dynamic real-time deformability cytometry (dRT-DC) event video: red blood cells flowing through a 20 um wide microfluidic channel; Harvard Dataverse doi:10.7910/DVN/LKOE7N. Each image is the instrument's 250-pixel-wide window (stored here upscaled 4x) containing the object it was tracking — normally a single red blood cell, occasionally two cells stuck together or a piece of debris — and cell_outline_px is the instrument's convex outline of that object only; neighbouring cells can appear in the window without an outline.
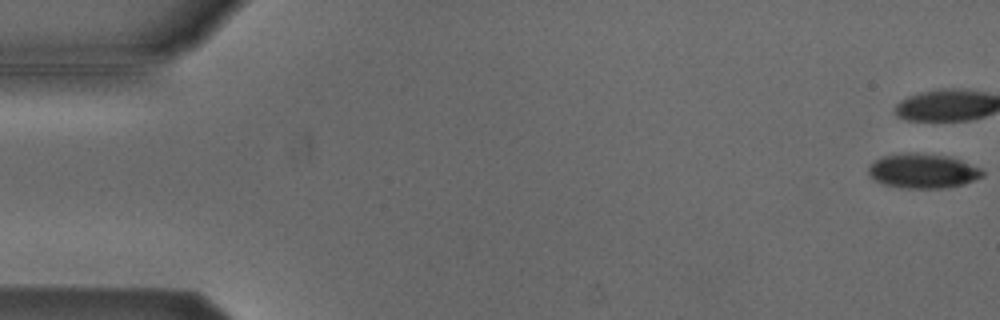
{"species": "Egyptian fruit bat (a non-hibernating species)", "species_latin": "Rousettus aegyptiacus", "temperature_condition": "cold", "stored_images_in_passage": 42, "camera_frame_rate_fps": 3000, "um_per_image_px": 0.085, "animal": {"sex": "male"}, "frame": {"image": 1, "passage_image": 1, "time_ms": 0.0, "image_size_px": [1000, 320], "cell_outline_px": [[984, 176], [964, 184], [948, 188], [908, 188], [884, 184], [876, 180], [868, 172], [868, 168], [876, 160], [884, 156], [908, 152], [916, 152], [948, 156], [980, 168], [984, 172]], "centroid_in_image_um": [78.47, 14.53], "position_along_channel_um": 6.5, "area_um2": 22.72}, "authors_computed_cell_mechanics": {"area_um2": 27.2816, "velocity_mm_per_s": 3.8186, "shape_relaxation_time_tau1_ms": 2.4916, "shape_relaxation_time_tau2_ms": null, "deformation_change_tau1": 0.0611, "deformation_change_tau2": null}}